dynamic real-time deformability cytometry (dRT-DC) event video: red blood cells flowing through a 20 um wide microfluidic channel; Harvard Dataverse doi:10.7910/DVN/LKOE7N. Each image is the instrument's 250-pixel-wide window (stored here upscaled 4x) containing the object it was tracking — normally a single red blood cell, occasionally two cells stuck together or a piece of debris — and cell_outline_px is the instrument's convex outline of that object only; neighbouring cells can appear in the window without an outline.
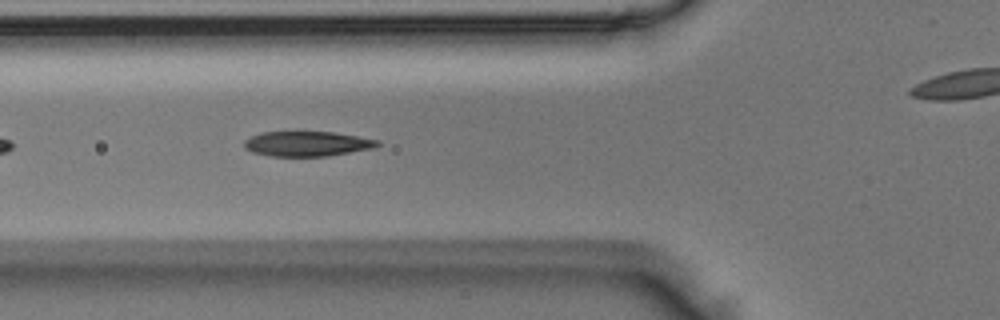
{"species": "Egyptian fruit bat (a non-hibernating species)", "species_latin": "Rousettus aegyptiacus", "temperature_condition": "room temperature", "stored_images_in_passage": 39, "camera_frame_rate_fps": 3000, "um_per_image_px": 0.085, "animal": {"sex": "male"}, "frame": {"image": 1, "passage_image": 6, "time_ms": 1.667, "image_size_px": [1000, 320], "cell_outline_px": [[380, 144], [376, 148], [328, 156], [272, 156], [252, 152], [244, 148], [244, 140], [260, 132], [332, 132], [380, 140]], "centroid_in_image_um": [26.12, 12.22], "position_along_channel_um": 99.7, "area_um2": 19.42}}
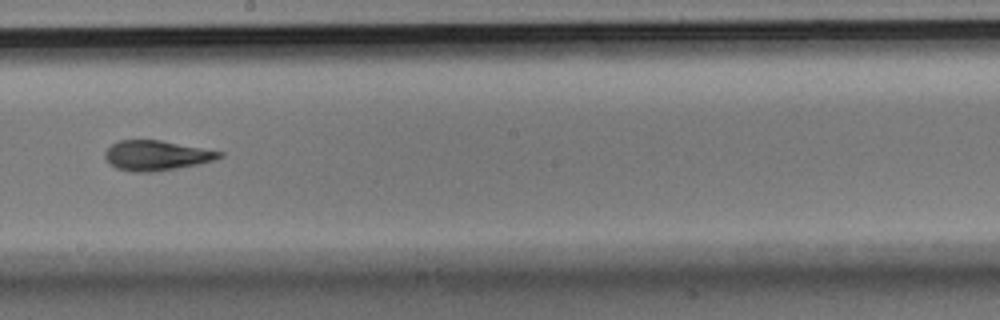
{"frame": {"image": 2, "passage_image": 16, "time_ms": 5.0, "image_size_px": [1000, 320], "cell_outline_px": [[224, 156], [212, 160], [196, 164], [176, 168], [152, 172], [132, 172], [116, 168], [104, 156], [104, 152], [112, 144], [120, 140], [160, 140], [224, 152]], "centroid_in_image_um": [13.29, 13.21], "position_along_channel_um": 234.9, "area_um2": 19.71}}
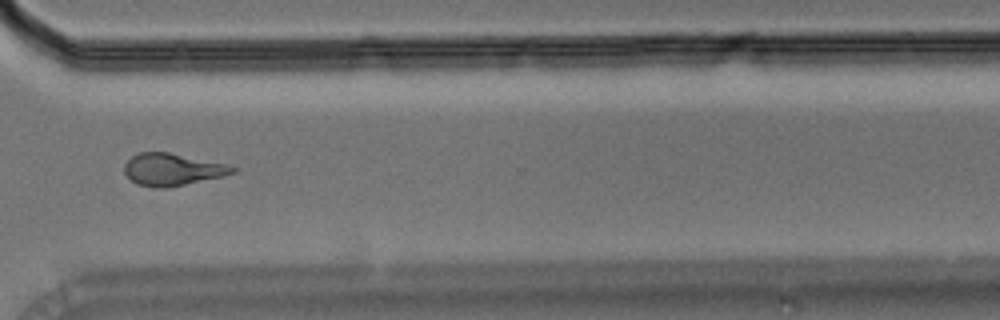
{"frame": {"image": 3, "passage_image": 25, "time_ms": 8.0, "image_size_px": [1000, 320], "cell_outline_px": [[236, 172], [224, 176], [168, 188], [152, 188], [136, 184], [124, 172], [124, 164], [132, 156], [140, 152], [168, 152], [228, 164], [236, 168]], "centroid_in_image_um": [14.66, 14.42], "position_along_channel_um": 355.9, "area_um2": 20.4}}